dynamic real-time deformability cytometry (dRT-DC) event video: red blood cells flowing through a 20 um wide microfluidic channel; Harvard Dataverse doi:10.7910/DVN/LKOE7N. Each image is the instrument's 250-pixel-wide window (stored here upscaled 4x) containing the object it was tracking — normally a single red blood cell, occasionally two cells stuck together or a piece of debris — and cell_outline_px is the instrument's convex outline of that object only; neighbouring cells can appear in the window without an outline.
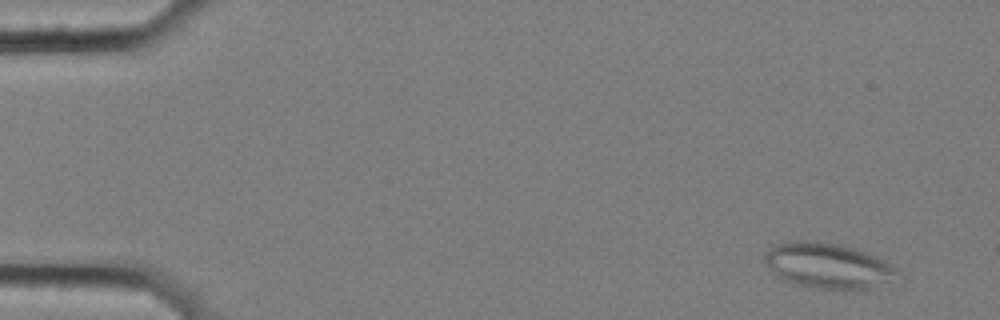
{"species": "common noctule bat (a hibernating species)", "species_latin": "Nyctalus noctula", "temperature_condition": "cold", "stored_images_in_passage": 5, "camera_frame_rate_fps": 3000, "um_per_image_px": 0.085, "animal": {"sex": "female", "body_mass_g": 25.1}, "frame": {"image": 1, "passage_image": 2, "time_ms": 0.333, "image_size_px": [1000, 320], "cell_outline_px": [[900, 272], [868, 288], [808, 288], [792, 284], [780, 280], [764, 264], [764, 252], [772, 244], [788, 240], [816, 240], [840, 244], [876, 256], [892, 264]], "centroid_in_image_um": [70.19, 22.53], "position_along_channel_um": 14.8, "area_um2": 35.14}}